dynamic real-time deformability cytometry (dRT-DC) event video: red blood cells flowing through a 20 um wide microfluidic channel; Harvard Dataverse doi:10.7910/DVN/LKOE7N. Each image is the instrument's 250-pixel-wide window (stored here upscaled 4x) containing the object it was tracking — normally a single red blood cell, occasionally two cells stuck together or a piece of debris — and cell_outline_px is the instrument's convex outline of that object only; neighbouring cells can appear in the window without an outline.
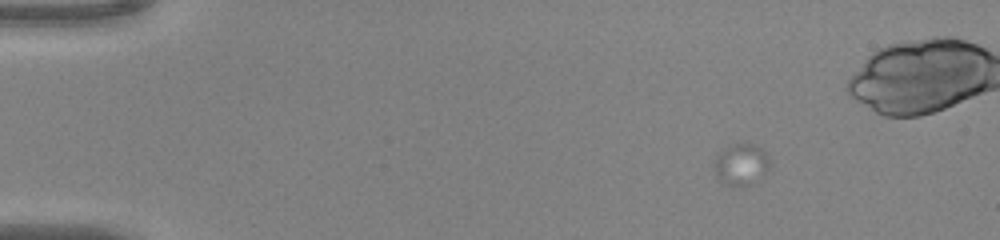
{"species": "common noctule bat (a hibernating species)", "species_latin": "Nyctalus noctula", "temperature_condition": "warm", "stored_images_in_passage": 24, "camera_frame_rate_fps": 3000, "um_per_image_px": 0.085, "animal": {"sex": "male", "body_mass_g": 20.0, "forearm_length_mm": 53.3}, "frame": {"image": 1, "passage_image": 1, "time_ms": 0.0, "image_size_px": [1000, 240], "cell_outline_px": [[772, 164], [752, 184], [740, 188], [732, 188], [724, 184], [716, 176], [712, 164], [716, 152], [736, 140], [748, 140], [760, 148], [772, 160]], "centroid_in_image_um": [62.94, 13.92], "position_along_channel_um": 22.1, "area_um2": 14.57}}
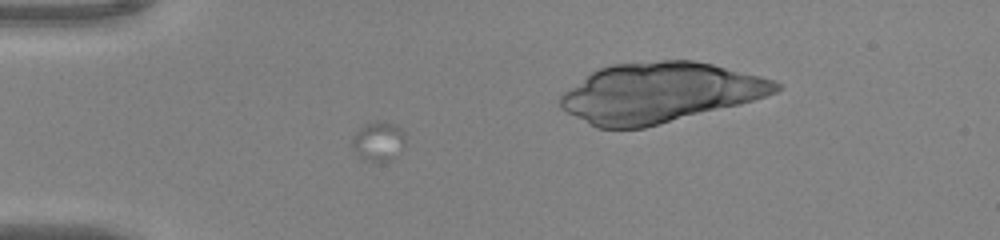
{"frame": {"image": 2, "passage_image": 11, "time_ms": 3.333, "image_size_px": [1000, 240], "cell_outline_px": [[404, 144], [396, 156], [392, 160], [380, 164], [360, 160], [352, 148], [352, 136], [360, 124], [376, 120], [384, 120], [396, 124], [404, 132]], "centroid_in_image_um": [32.11, 12.02], "position_along_channel_um": 52.9, "area_um2": 13.06}}
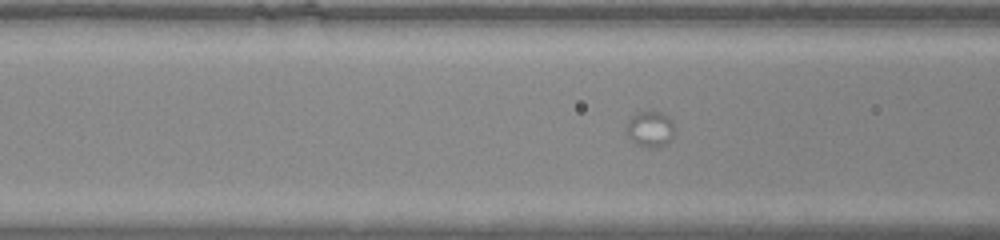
{"frame": {"image": 3, "passage_image": 17, "time_ms": 5.333, "image_size_px": [1000, 240], "cell_outline_px": [[676, 132], [668, 144], [660, 148], [648, 148], [636, 144], [628, 136], [624, 128], [628, 120], [636, 112], [652, 108], [668, 116], [672, 120], [676, 128]], "centroid_in_image_um": [55.29, 10.95], "position_along_channel_um": 111.3, "area_um2": 10.87}}